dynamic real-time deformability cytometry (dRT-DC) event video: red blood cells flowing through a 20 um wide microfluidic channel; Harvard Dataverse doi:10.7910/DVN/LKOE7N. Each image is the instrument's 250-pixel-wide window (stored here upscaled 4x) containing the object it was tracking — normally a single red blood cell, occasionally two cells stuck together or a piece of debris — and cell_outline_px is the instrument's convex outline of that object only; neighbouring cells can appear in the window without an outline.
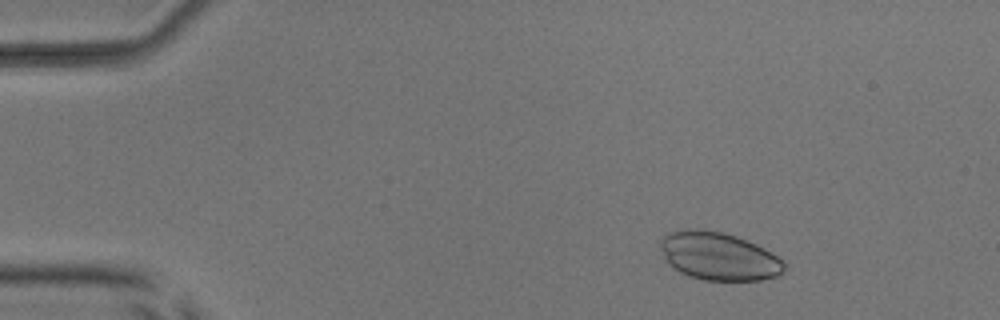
{"species": "common noctule bat (a hibernating species)", "species_latin": "Nyctalus noctula", "temperature_condition": "room temperature", "stored_images_in_passage": 34, "camera_frame_rate_fps": 3000, "um_per_image_px": 0.085, "animal": {"sex": "male", "body_mass_g": 17.9, "forearm_length_mm": 54.2}, "frame": {"image": 1, "passage_image": 6, "time_ms": 1.667, "image_size_px": [1000, 320], "cell_outline_px": [[784, 272], [776, 276], [760, 280], [704, 280], [688, 276], [680, 272], [668, 264], [660, 248], [660, 240], [668, 232], [688, 228], [700, 228], [724, 232], [736, 236], [756, 244], [776, 256], [784, 264]], "centroid_in_image_um": [61.04, 21.76], "position_along_channel_um": 24.0, "area_um2": 34.62}}
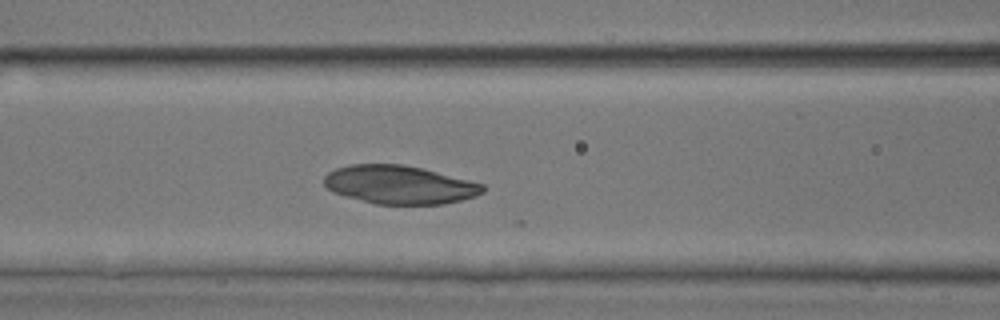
{"frame": {"image": 2, "passage_image": 21, "time_ms": 6.667, "image_size_px": [1000, 320], "cell_outline_px": [[484, 192], [476, 196], [444, 204], [376, 204], [332, 192], [324, 184], [324, 176], [328, 172], [336, 168], [348, 164], [404, 164], [484, 184]], "centroid_in_image_um": [33.93, 15.7], "position_along_channel_um": 132.7, "area_um2": 35.32}}
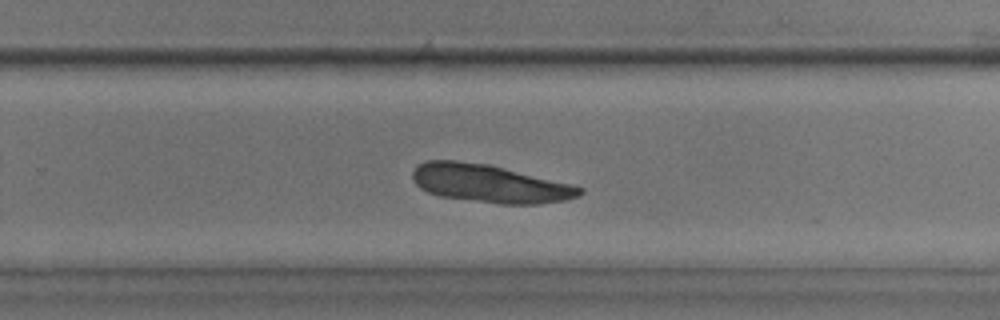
{"frame": {"image": 3, "passage_image": 33, "time_ms": 10.667, "image_size_px": [1000, 320], "cell_outline_px": [[584, 192], [580, 196], [568, 200], [536, 204], [500, 204], [440, 196], [428, 192], [420, 188], [416, 184], [412, 176], [412, 172], [416, 164], [428, 160], [456, 160], [488, 164], [572, 184], [584, 188]], "centroid_in_image_um": [41.63, 15.6], "position_along_channel_um": 288.2, "area_um2": 37.17}}